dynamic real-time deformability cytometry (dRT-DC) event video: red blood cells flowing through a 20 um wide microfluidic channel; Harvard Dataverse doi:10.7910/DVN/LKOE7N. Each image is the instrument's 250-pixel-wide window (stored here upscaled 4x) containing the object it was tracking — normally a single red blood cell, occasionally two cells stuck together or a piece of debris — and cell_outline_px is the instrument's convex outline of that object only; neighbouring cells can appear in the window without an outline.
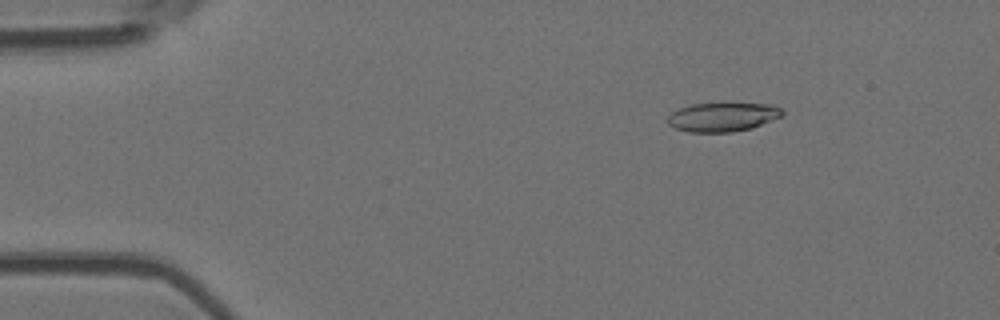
{"species": "Egyptian fruit bat (a non-hibernating species)", "species_latin": "Rousettus aegyptiacus", "temperature_condition": "room temperature", "stored_images_in_passage": 5, "camera_frame_rate_fps": 3000, "um_per_image_px": 0.085, "animal": {"sex": "female"}, "frame": {"image": 1, "passage_image": 2, "time_ms": 0.333, "image_size_px": [1000, 320], "cell_outline_px": [[784, 116], [752, 128], [732, 132], [688, 132], [676, 128], [668, 124], [668, 116], [672, 112], [680, 108], [692, 104], [720, 100], [724, 100], [772, 104], [780, 108], [784, 112]], "centroid_in_image_um": [61.48, 9.88], "position_along_channel_um": 23.5, "area_um2": 20.46}}